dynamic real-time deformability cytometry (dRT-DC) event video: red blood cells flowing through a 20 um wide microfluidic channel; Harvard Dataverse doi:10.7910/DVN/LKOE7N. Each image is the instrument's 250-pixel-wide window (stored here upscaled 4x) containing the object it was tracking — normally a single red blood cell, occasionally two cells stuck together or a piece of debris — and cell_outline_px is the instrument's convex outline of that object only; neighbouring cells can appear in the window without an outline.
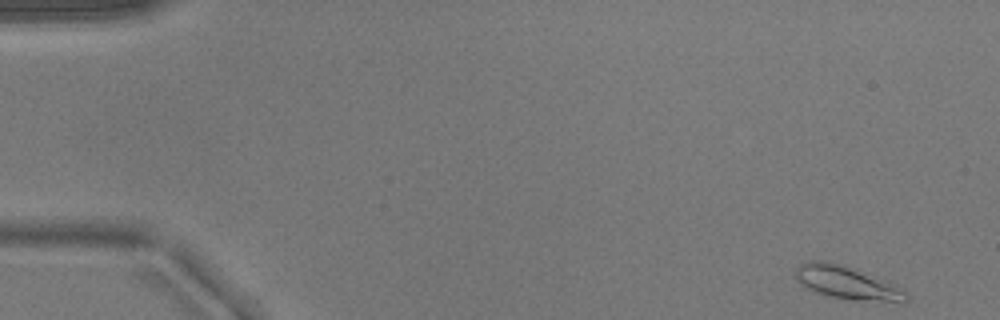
{"species": "common noctule bat (a hibernating species)", "species_latin": "Nyctalus noctula", "temperature_condition": "warm", "stored_images_in_passage": 51, "camera_frame_rate_fps": 3000, "um_per_image_px": 0.085, "animal": {"sex": "male", "body_mass_g": 17.9}, "frame": {"image": 1, "passage_image": 1, "time_ms": 0.0, "image_size_px": [1000, 320], "cell_outline_px": [[908, 304], [904, 304], [856, 300], [828, 296], [804, 288], [800, 284], [796, 276], [796, 268], [800, 264], [812, 260], [828, 260], [840, 264], [896, 284], [908, 296]], "centroid_in_image_um": [72.04, 24.06], "position_along_channel_um": 13.0, "area_um2": 21.62}}
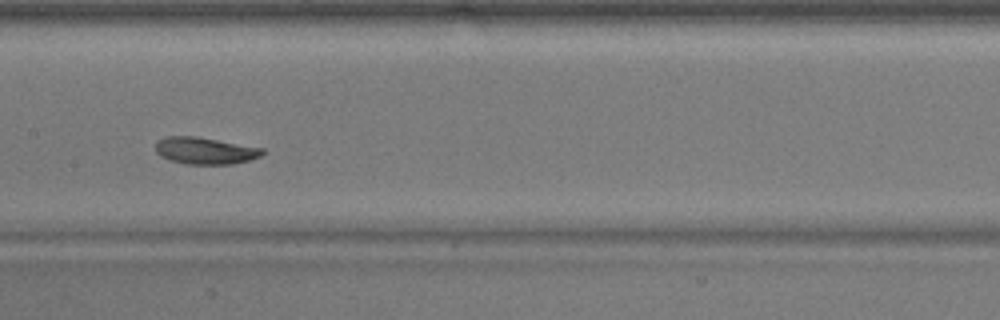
{"frame": {"image": 2, "passage_image": 25, "time_ms": 8.0, "image_size_px": [1000, 320], "cell_outline_px": [[264, 152], [260, 156], [248, 160], [232, 164], [184, 164], [168, 160], [160, 156], [156, 152], [156, 140], [168, 136], [196, 136], [264, 148]], "centroid_in_image_um": [17.4, 12.81], "position_along_channel_um": 190.0, "area_um2": 16.82}}
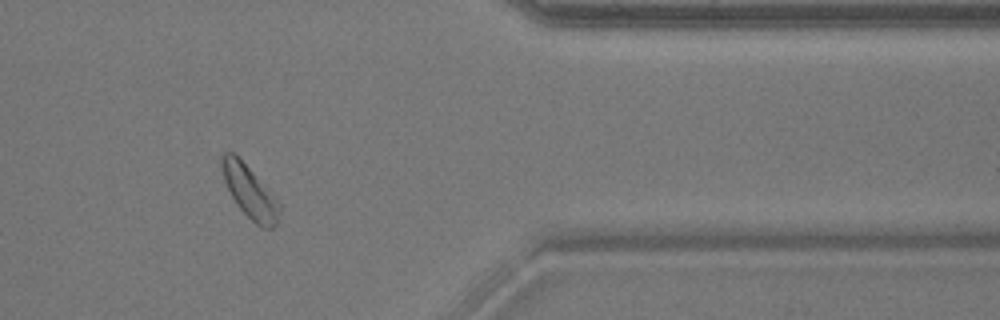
{"frame": {"image": 3, "passage_image": 42, "time_ms": 13.667, "image_size_px": [1000, 320], "cell_outline_px": [[280, 208], [276, 224], [272, 228], [260, 228], [236, 204], [224, 180], [220, 168], [220, 156], [224, 152], [232, 152], [252, 172], [280, 204]], "centroid_in_image_um": [21.18, 16.31], "position_along_channel_um": 390.2, "area_um2": 16.99}}